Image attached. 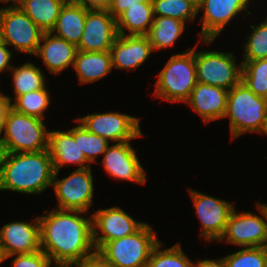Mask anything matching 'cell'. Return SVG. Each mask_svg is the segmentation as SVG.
Segmentation results:
<instances>
[{
  "instance_id": "cell-22",
  "label": "cell",
  "mask_w": 267,
  "mask_h": 267,
  "mask_svg": "<svg viewBox=\"0 0 267 267\" xmlns=\"http://www.w3.org/2000/svg\"><path fill=\"white\" fill-rule=\"evenodd\" d=\"M87 10L88 8L67 0L60 10L51 33L77 46L84 30Z\"/></svg>"
},
{
  "instance_id": "cell-26",
  "label": "cell",
  "mask_w": 267,
  "mask_h": 267,
  "mask_svg": "<svg viewBox=\"0 0 267 267\" xmlns=\"http://www.w3.org/2000/svg\"><path fill=\"white\" fill-rule=\"evenodd\" d=\"M67 0H27L20 8L44 32H51Z\"/></svg>"
},
{
  "instance_id": "cell-15",
  "label": "cell",
  "mask_w": 267,
  "mask_h": 267,
  "mask_svg": "<svg viewBox=\"0 0 267 267\" xmlns=\"http://www.w3.org/2000/svg\"><path fill=\"white\" fill-rule=\"evenodd\" d=\"M117 36L116 19L108 9H88L77 50L84 52L110 51Z\"/></svg>"
},
{
  "instance_id": "cell-6",
  "label": "cell",
  "mask_w": 267,
  "mask_h": 267,
  "mask_svg": "<svg viewBox=\"0 0 267 267\" xmlns=\"http://www.w3.org/2000/svg\"><path fill=\"white\" fill-rule=\"evenodd\" d=\"M0 140L6 153L48 150V134L42 119L19 113L11 108L7 114Z\"/></svg>"
},
{
  "instance_id": "cell-23",
  "label": "cell",
  "mask_w": 267,
  "mask_h": 267,
  "mask_svg": "<svg viewBox=\"0 0 267 267\" xmlns=\"http://www.w3.org/2000/svg\"><path fill=\"white\" fill-rule=\"evenodd\" d=\"M80 84L93 83L112 71L110 51L84 52L78 50L73 63Z\"/></svg>"
},
{
  "instance_id": "cell-18",
  "label": "cell",
  "mask_w": 267,
  "mask_h": 267,
  "mask_svg": "<svg viewBox=\"0 0 267 267\" xmlns=\"http://www.w3.org/2000/svg\"><path fill=\"white\" fill-rule=\"evenodd\" d=\"M146 35H119L110 48L112 68L136 69L153 52Z\"/></svg>"
},
{
  "instance_id": "cell-29",
  "label": "cell",
  "mask_w": 267,
  "mask_h": 267,
  "mask_svg": "<svg viewBox=\"0 0 267 267\" xmlns=\"http://www.w3.org/2000/svg\"><path fill=\"white\" fill-rule=\"evenodd\" d=\"M50 93L45 86L43 89L32 91L16 97L11 107L22 114L44 120V112L50 104Z\"/></svg>"
},
{
  "instance_id": "cell-27",
  "label": "cell",
  "mask_w": 267,
  "mask_h": 267,
  "mask_svg": "<svg viewBox=\"0 0 267 267\" xmlns=\"http://www.w3.org/2000/svg\"><path fill=\"white\" fill-rule=\"evenodd\" d=\"M10 71L14 85L13 100L20 95L43 89L46 85L42 70L32 62H26L19 67L13 65Z\"/></svg>"
},
{
  "instance_id": "cell-38",
  "label": "cell",
  "mask_w": 267,
  "mask_h": 267,
  "mask_svg": "<svg viewBox=\"0 0 267 267\" xmlns=\"http://www.w3.org/2000/svg\"><path fill=\"white\" fill-rule=\"evenodd\" d=\"M8 45L4 42L0 44V74L6 70H11L13 65H11L12 51L8 49Z\"/></svg>"
},
{
  "instance_id": "cell-45",
  "label": "cell",
  "mask_w": 267,
  "mask_h": 267,
  "mask_svg": "<svg viewBox=\"0 0 267 267\" xmlns=\"http://www.w3.org/2000/svg\"><path fill=\"white\" fill-rule=\"evenodd\" d=\"M3 263V258L1 256V253H0V264Z\"/></svg>"
},
{
  "instance_id": "cell-4",
  "label": "cell",
  "mask_w": 267,
  "mask_h": 267,
  "mask_svg": "<svg viewBox=\"0 0 267 267\" xmlns=\"http://www.w3.org/2000/svg\"><path fill=\"white\" fill-rule=\"evenodd\" d=\"M197 84L195 47L174 54L158 74L153 95L166 102H186Z\"/></svg>"
},
{
  "instance_id": "cell-35",
  "label": "cell",
  "mask_w": 267,
  "mask_h": 267,
  "mask_svg": "<svg viewBox=\"0 0 267 267\" xmlns=\"http://www.w3.org/2000/svg\"><path fill=\"white\" fill-rule=\"evenodd\" d=\"M12 267H51V259L39 250L30 254H15Z\"/></svg>"
},
{
  "instance_id": "cell-16",
  "label": "cell",
  "mask_w": 267,
  "mask_h": 267,
  "mask_svg": "<svg viewBox=\"0 0 267 267\" xmlns=\"http://www.w3.org/2000/svg\"><path fill=\"white\" fill-rule=\"evenodd\" d=\"M41 250L38 217L30 223L11 222L0 229V253L3 262L15 254H30Z\"/></svg>"
},
{
  "instance_id": "cell-31",
  "label": "cell",
  "mask_w": 267,
  "mask_h": 267,
  "mask_svg": "<svg viewBox=\"0 0 267 267\" xmlns=\"http://www.w3.org/2000/svg\"><path fill=\"white\" fill-rule=\"evenodd\" d=\"M162 242L153 249L147 267H192L193 261L186 256L179 243L160 250Z\"/></svg>"
},
{
  "instance_id": "cell-5",
  "label": "cell",
  "mask_w": 267,
  "mask_h": 267,
  "mask_svg": "<svg viewBox=\"0 0 267 267\" xmlns=\"http://www.w3.org/2000/svg\"><path fill=\"white\" fill-rule=\"evenodd\" d=\"M159 242L153 227L146 222L134 234L108 241L96 254L115 267H147Z\"/></svg>"
},
{
  "instance_id": "cell-19",
  "label": "cell",
  "mask_w": 267,
  "mask_h": 267,
  "mask_svg": "<svg viewBox=\"0 0 267 267\" xmlns=\"http://www.w3.org/2000/svg\"><path fill=\"white\" fill-rule=\"evenodd\" d=\"M48 152L55 171L59 172L61 167L67 164L78 165V169L91 167L79 147V139H74V127L63 132L49 130Z\"/></svg>"
},
{
  "instance_id": "cell-10",
  "label": "cell",
  "mask_w": 267,
  "mask_h": 267,
  "mask_svg": "<svg viewBox=\"0 0 267 267\" xmlns=\"http://www.w3.org/2000/svg\"><path fill=\"white\" fill-rule=\"evenodd\" d=\"M91 167L76 169L67 177L58 180V171L54 172L52 187L58 199L56 208L89 213L93 202V176Z\"/></svg>"
},
{
  "instance_id": "cell-11",
  "label": "cell",
  "mask_w": 267,
  "mask_h": 267,
  "mask_svg": "<svg viewBox=\"0 0 267 267\" xmlns=\"http://www.w3.org/2000/svg\"><path fill=\"white\" fill-rule=\"evenodd\" d=\"M89 132L114 143L127 142L144 136L138 117L118 112L93 113L75 120Z\"/></svg>"
},
{
  "instance_id": "cell-24",
  "label": "cell",
  "mask_w": 267,
  "mask_h": 267,
  "mask_svg": "<svg viewBox=\"0 0 267 267\" xmlns=\"http://www.w3.org/2000/svg\"><path fill=\"white\" fill-rule=\"evenodd\" d=\"M152 2L138 3L133 7H128L116 18V27L119 35H146L154 20Z\"/></svg>"
},
{
  "instance_id": "cell-41",
  "label": "cell",
  "mask_w": 267,
  "mask_h": 267,
  "mask_svg": "<svg viewBox=\"0 0 267 267\" xmlns=\"http://www.w3.org/2000/svg\"><path fill=\"white\" fill-rule=\"evenodd\" d=\"M192 267H225L222 257L216 260L212 259H198L197 263H192Z\"/></svg>"
},
{
  "instance_id": "cell-20",
  "label": "cell",
  "mask_w": 267,
  "mask_h": 267,
  "mask_svg": "<svg viewBox=\"0 0 267 267\" xmlns=\"http://www.w3.org/2000/svg\"><path fill=\"white\" fill-rule=\"evenodd\" d=\"M228 90L197 82L190 98L185 102L207 124L222 119L227 108Z\"/></svg>"
},
{
  "instance_id": "cell-14",
  "label": "cell",
  "mask_w": 267,
  "mask_h": 267,
  "mask_svg": "<svg viewBox=\"0 0 267 267\" xmlns=\"http://www.w3.org/2000/svg\"><path fill=\"white\" fill-rule=\"evenodd\" d=\"M251 0H199L198 12L202 11L200 37L203 44L213 43L240 12L248 8Z\"/></svg>"
},
{
  "instance_id": "cell-32",
  "label": "cell",
  "mask_w": 267,
  "mask_h": 267,
  "mask_svg": "<svg viewBox=\"0 0 267 267\" xmlns=\"http://www.w3.org/2000/svg\"><path fill=\"white\" fill-rule=\"evenodd\" d=\"M74 139H79V147L90 163H96V157L103 155L109 146L105 137L89 132L80 123L74 127Z\"/></svg>"
},
{
  "instance_id": "cell-36",
  "label": "cell",
  "mask_w": 267,
  "mask_h": 267,
  "mask_svg": "<svg viewBox=\"0 0 267 267\" xmlns=\"http://www.w3.org/2000/svg\"><path fill=\"white\" fill-rule=\"evenodd\" d=\"M152 2L151 0H111L108 7L109 13L116 19L122 12L128 9V7H133L138 5V3Z\"/></svg>"
},
{
  "instance_id": "cell-7",
  "label": "cell",
  "mask_w": 267,
  "mask_h": 267,
  "mask_svg": "<svg viewBox=\"0 0 267 267\" xmlns=\"http://www.w3.org/2000/svg\"><path fill=\"white\" fill-rule=\"evenodd\" d=\"M195 46L197 82L231 90L241 81L242 63L232 52L198 51Z\"/></svg>"
},
{
  "instance_id": "cell-34",
  "label": "cell",
  "mask_w": 267,
  "mask_h": 267,
  "mask_svg": "<svg viewBox=\"0 0 267 267\" xmlns=\"http://www.w3.org/2000/svg\"><path fill=\"white\" fill-rule=\"evenodd\" d=\"M222 259L225 267H265L267 247H245Z\"/></svg>"
},
{
  "instance_id": "cell-13",
  "label": "cell",
  "mask_w": 267,
  "mask_h": 267,
  "mask_svg": "<svg viewBox=\"0 0 267 267\" xmlns=\"http://www.w3.org/2000/svg\"><path fill=\"white\" fill-rule=\"evenodd\" d=\"M201 223L206 242L219 241L224 234L228 218L234 209L233 203L221 200L192 189L188 190Z\"/></svg>"
},
{
  "instance_id": "cell-25",
  "label": "cell",
  "mask_w": 267,
  "mask_h": 267,
  "mask_svg": "<svg viewBox=\"0 0 267 267\" xmlns=\"http://www.w3.org/2000/svg\"><path fill=\"white\" fill-rule=\"evenodd\" d=\"M185 24L176 18L155 16L146 34L153 50L174 46L175 42L184 32Z\"/></svg>"
},
{
  "instance_id": "cell-30",
  "label": "cell",
  "mask_w": 267,
  "mask_h": 267,
  "mask_svg": "<svg viewBox=\"0 0 267 267\" xmlns=\"http://www.w3.org/2000/svg\"><path fill=\"white\" fill-rule=\"evenodd\" d=\"M241 63V81L255 95L267 98V58Z\"/></svg>"
},
{
  "instance_id": "cell-8",
  "label": "cell",
  "mask_w": 267,
  "mask_h": 267,
  "mask_svg": "<svg viewBox=\"0 0 267 267\" xmlns=\"http://www.w3.org/2000/svg\"><path fill=\"white\" fill-rule=\"evenodd\" d=\"M259 215L251 212L237 213L234 209L229 215L224 234L218 242L226 241L239 247H267V205L256 203Z\"/></svg>"
},
{
  "instance_id": "cell-37",
  "label": "cell",
  "mask_w": 267,
  "mask_h": 267,
  "mask_svg": "<svg viewBox=\"0 0 267 267\" xmlns=\"http://www.w3.org/2000/svg\"><path fill=\"white\" fill-rule=\"evenodd\" d=\"M11 96L4 95L0 91V135L3 134L5 119L11 107ZM1 138V136H0Z\"/></svg>"
},
{
  "instance_id": "cell-33",
  "label": "cell",
  "mask_w": 267,
  "mask_h": 267,
  "mask_svg": "<svg viewBox=\"0 0 267 267\" xmlns=\"http://www.w3.org/2000/svg\"><path fill=\"white\" fill-rule=\"evenodd\" d=\"M251 34L247 36L246 43H243V61H254L267 58V16L262 23L254 26L250 24Z\"/></svg>"
},
{
  "instance_id": "cell-9",
  "label": "cell",
  "mask_w": 267,
  "mask_h": 267,
  "mask_svg": "<svg viewBox=\"0 0 267 267\" xmlns=\"http://www.w3.org/2000/svg\"><path fill=\"white\" fill-rule=\"evenodd\" d=\"M0 23L5 44L17 52L36 54L44 31L20 7L0 8Z\"/></svg>"
},
{
  "instance_id": "cell-39",
  "label": "cell",
  "mask_w": 267,
  "mask_h": 267,
  "mask_svg": "<svg viewBox=\"0 0 267 267\" xmlns=\"http://www.w3.org/2000/svg\"><path fill=\"white\" fill-rule=\"evenodd\" d=\"M115 267L114 265H111L107 262H105L103 259H101L97 254L92 256L89 259L74 263L69 265L68 267Z\"/></svg>"
},
{
  "instance_id": "cell-17",
  "label": "cell",
  "mask_w": 267,
  "mask_h": 267,
  "mask_svg": "<svg viewBox=\"0 0 267 267\" xmlns=\"http://www.w3.org/2000/svg\"><path fill=\"white\" fill-rule=\"evenodd\" d=\"M101 163L105 171L115 179L137 184L146 183V170L141 165L130 141L108 146Z\"/></svg>"
},
{
  "instance_id": "cell-28",
  "label": "cell",
  "mask_w": 267,
  "mask_h": 267,
  "mask_svg": "<svg viewBox=\"0 0 267 267\" xmlns=\"http://www.w3.org/2000/svg\"><path fill=\"white\" fill-rule=\"evenodd\" d=\"M154 16H163L179 19L186 23L194 20L198 15L196 0H151Z\"/></svg>"
},
{
  "instance_id": "cell-12",
  "label": "cell",
  "mask_w": 267,
  "mask_h": 267,
  "mask_svg": "<svg viewBox=\"0 0 267 267\" xmlns=\"http://www.w3.org/2000/svg\"><path fill=\"white\" fill-rule=\"evenodd\" d=\"M146 222L136 221L120 207L96 210L92 214L93 244L97 252L105 243L134 234Z\"/></svg>"
},
{
  "instance_id": "cell-40",
  "label": "cell",
  "mask_w": 267,
  "mask_h": 267,
  "mask_svg": "<svg viewBox=\"0 0 267 267\" xmlns=\"http://www.w3.org/2000/svg\"><path fill=\"white\" fill-rule=\"evenodd\" d=\"M88 9H108L111 0H72Z\"/></svg>"
},
{
  "instance_id": "cell-44",
  "label": "cell",
  "mask_w": 267,
  "mask_h": 267,
  "mask_svg": "<svg viewBox=\"0 0 267 267\" xmlns=\"http://www.w3.org/2000/svg\"><path fill=\"white\" fill-rule=\"evenodd\" d=\"M3 43V34H2V26L0 23V44Z\"/></svg>"
},
{
  "instance_id": "cell-42",
  "label": "cell",
  "mask_w": 267,
  "mask_h": 267,
  "mask_svg": "<svg viewBox=\"0 0 267 267\" xmlns=\"http://www.w3.org/2000/svg\"><path fill=\"white\" fill-rule=\"evenodd\" d=\"M5 155H6L5 146L3 145V143L0 140V174L2 171Z\"/></svg>"
},
{
  "instance_id": "cell-21",
  "label": "cell",
  "mask_w": 267,
  "mask_h": 267,
  "mask_svg": "<svg viewBox=\"0 0 267 267\" xmlns=\"http://www.w3.org/2000/svg\"><path fill=\"white\" fill-rule=\"evenodd\" d=\"M77 51L76 45L51 32H44L35 56L41 58L46 68L56 75L69 66L73 67Z\"/></svg>"
},
{
  "instance_id": "cell-1",
  "label": "cell",
  "mask_w": 267,
  "mask_h": 267,
  "mask_svg": "<svg viewBox=\"0 0 267 267\" xmlns=\"http://www.w3.org/2000/svg\"><path fill=\"white\" fill-rule=\"evenodd\" d=\"M44 212L45 215H38L41 250L55 262L54 267H68L96 254L92 215L87 217L86 212L58 208ZM84 214L86 217L81 216Z\"/></svg>"
},
{
  "instance_id": "cell-3",
  "label": "cell",
  "mask_w": 267,
  "mask_h": 267,
  "mask_svg": "<svg viewBox=\"0 0 267 267\" xmlns=\"http://www.w3.org/2000/svg\"><path fill=\"white\" fill-rule=\"evenodd\" d=\"M227 117L232 141L246 133L267 135V98L255 95L240 81L228 91Z\"/></svg>"
},
{
  "instance_id": "cell-2",
  "label": "cell",
  "mask_w": 267,
  "mask_h": 267,
  "mask_svg": "<svg viewBox=\"0 0 267 267\" xmlns=\"http://www.w3.org/2000/svg\"><path fill=\"white\" fill-rule=\"evenodd\" d=\"M54 172L48 150L6 153L0 174V191L41 194L52 186Z\"/></svg>"
},
{
  "instance_id": "cell-43",
  "label": "cell",
  "mask_w": 267,
  "mask_h": 267,
  "mask_svg": "<svg viewBox=\"0 0 267 267\" xmlns=\"http://www.w3.org/2000/svg\"><path fill=\"white\" fill-rule=\"evenodd\" d=\"M26 1L27 0H1V2H4V3L12 2V4H10L9 6H13V7H20Z\"/></svg>"
}]
</instances>
